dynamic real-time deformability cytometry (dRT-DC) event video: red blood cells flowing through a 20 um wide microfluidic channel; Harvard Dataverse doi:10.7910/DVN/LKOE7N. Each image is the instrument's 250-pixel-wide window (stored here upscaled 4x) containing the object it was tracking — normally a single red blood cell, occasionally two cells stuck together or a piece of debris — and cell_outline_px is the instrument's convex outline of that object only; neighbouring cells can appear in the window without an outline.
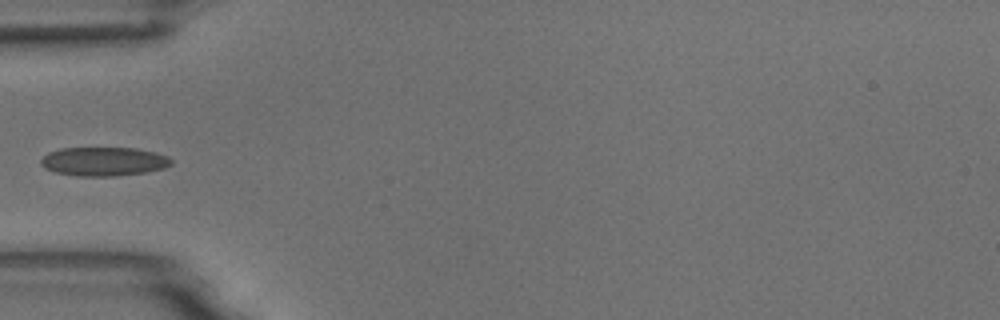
{"species": "common noctule bat (a hibernating species)", "species_latin": "Nyctalus noctula", "temperature_condition": "room temperature", "stored_images_in_passage": 8, "camera_frame_rate_fps": 3000, "um_per_image_px": 0.085, "animal": {"sex": "male", "body_mass_g": 18.8}, "frame": {"image": 1, "passage_image": 6, "time_ms": 1.667, "image_size_px": [1000, 320], "cell_outline_px": [[172, 164], [164, 168], [144, 172], [116, 176], [76, 176], [56, 172], [44, 168], [40, 164], [40, 160], [48, 152], [60, 148], [136, 148], [156, 152], [168, 156], [172, 160]], "centroid_in_image_um": [8.81, 13.72], "position_along_channel_um": 76.2, "area_um2": 22.02}}